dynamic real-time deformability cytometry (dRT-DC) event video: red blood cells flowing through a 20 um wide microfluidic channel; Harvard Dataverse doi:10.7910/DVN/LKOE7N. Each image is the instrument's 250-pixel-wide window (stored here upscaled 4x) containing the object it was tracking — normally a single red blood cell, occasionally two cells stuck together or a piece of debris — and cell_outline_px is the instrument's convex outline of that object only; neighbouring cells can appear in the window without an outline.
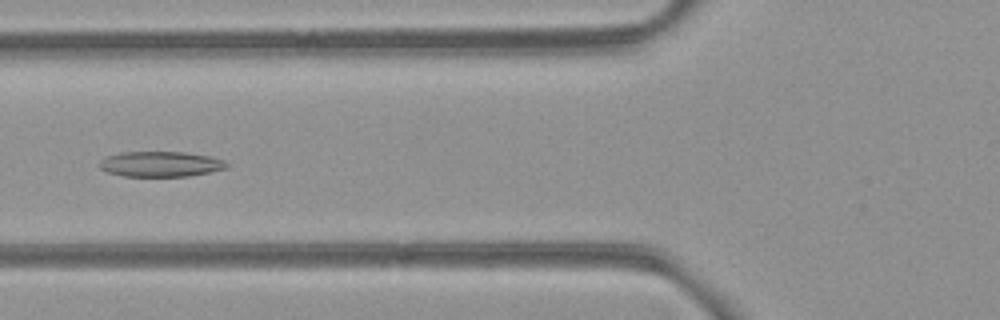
{"species": "common noctule bat (a hibernating species)", "species_latin": "Nyctalus noctula", "temperature_condition": "room temperature", "stored_images_in_passage": 6, "camera_frame_rate_fps": 3000, "um_per_image_px": 0.085, "animal": {"sex": "female", "body_mass_g": 21.9}, "frame": {"image": 1, "passage_image": 5, "time_ms": 5.333, "image_size_px": [1000, 320], "cell_outline_px": [[228, 164], [224, 168], [208, 172], [188, 176], [124, 176], [108, 172], [100, 168], [100, 160], [104, 156], [120, 152], [184, 152], [208, 156], [224, 160]], "centroid_in_image_um": [13.59, 13.94], "position_along_channel_um": 112.2, "area_um2": 18.61}}
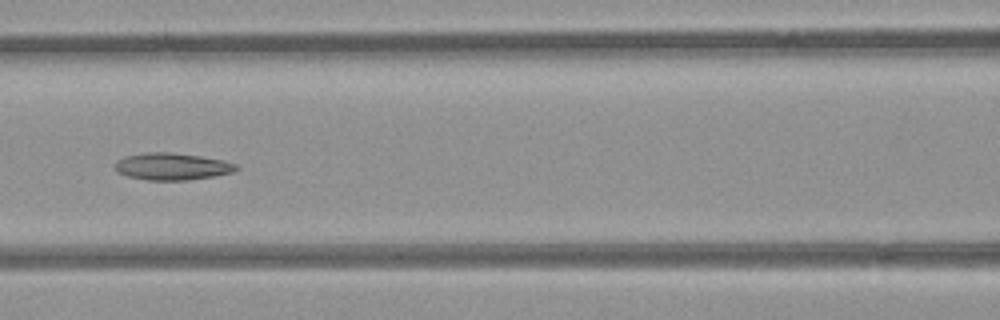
{"frame": {"image": 2, "passage_image": 6, "time_ms": 6.333, "image_size_px": [1000, 320], "cell_outline_px": [[240, 168], [232, 172], [212, 176], [188, 180], [148, 180], [128, 176], [116, 172], [112, 164], [116, 160], [124, 156], [148, 152], [168, 152], [200, 156], [224, 160], [236, 164]], "centroid_in_image_um": [14.57, 14.14], "position_along_channel_um": 152.0, "area_um2": 19.19}}